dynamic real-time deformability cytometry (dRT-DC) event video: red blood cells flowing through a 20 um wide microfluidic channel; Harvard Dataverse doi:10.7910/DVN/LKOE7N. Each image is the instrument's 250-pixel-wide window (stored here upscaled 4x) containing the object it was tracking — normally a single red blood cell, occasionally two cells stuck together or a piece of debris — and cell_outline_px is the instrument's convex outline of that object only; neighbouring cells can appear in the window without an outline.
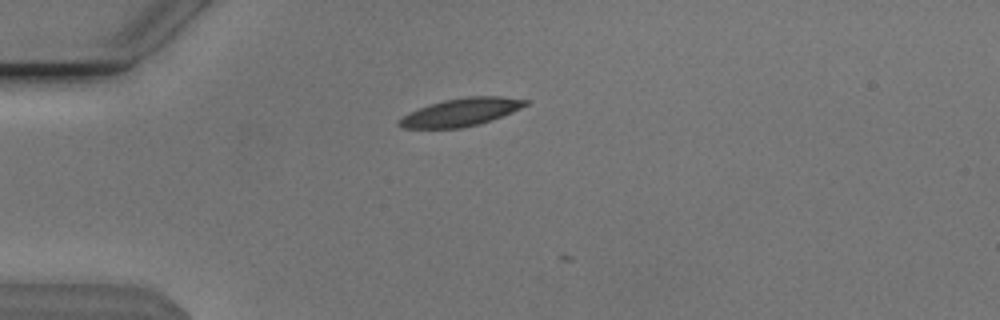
{"species": "Egyptian fruit bat (a non-hibernating species)", "species_latin": "Rousettus aegyptiacus", "temperature_condition": "cold", "stored_images_in_passage": 5, "camera_frame_rate_fps": 3000, "um_per_image_px": 0.085, "animal": {"sex": "male"}, "frame": {"image": 1, "passage_image": 2, "time_ms": 0.333, "image_size_px": [1000, 320], "cell_outline_px": [[528, 104], [512, 112], [476, 124], [460, 128], [404, 128], [396, 124], [408, 112], [428, 104], [444, 100], [468, 96], [500, 96], [528, 100]], "centroid_in_image_um": [39.14, 9.52], "position_along_channel_um": 45.9, "area_um2": 20.17}}